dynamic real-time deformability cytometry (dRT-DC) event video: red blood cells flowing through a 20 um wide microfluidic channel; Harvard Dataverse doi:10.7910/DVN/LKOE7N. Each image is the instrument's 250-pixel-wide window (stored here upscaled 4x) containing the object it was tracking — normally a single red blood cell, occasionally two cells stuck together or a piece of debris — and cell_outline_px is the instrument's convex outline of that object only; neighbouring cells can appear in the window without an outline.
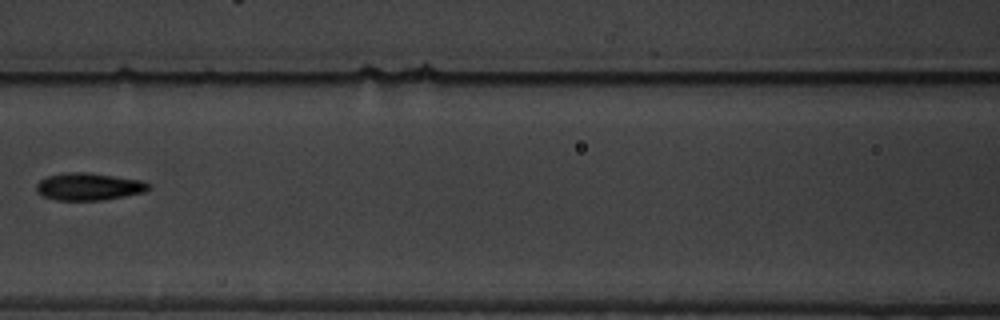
{"species": "common noctule bat (a hibernating species)", "species_latin": "Nyctalus noctula", "temperature_condition": "warm", "stored_images_in_passage": 11, "camera_frame_rate_fps": 3000, "um_per_image_px": 0.085, "animal": {"sex": "male", "body_mass_g": 19.5, "forearm_length_mm": 54.6}, "frame": {"image": 1, "passage_image": 7, "time_ms": 8.333, "image_size_px": [1000, 320], "cell_outline_px": [[152, 188], [144, 192], [104, 200], [56, 200], [40, 196], [36, 192], [36, 184], [40, 180], [48, 176], [64, 172], [88, 172], [140, 180], [152, 184]], "centroid_in_image_um": [7.53, 15.86], "position_along_channel_um": 159.1, "area_um2": 18.09}}